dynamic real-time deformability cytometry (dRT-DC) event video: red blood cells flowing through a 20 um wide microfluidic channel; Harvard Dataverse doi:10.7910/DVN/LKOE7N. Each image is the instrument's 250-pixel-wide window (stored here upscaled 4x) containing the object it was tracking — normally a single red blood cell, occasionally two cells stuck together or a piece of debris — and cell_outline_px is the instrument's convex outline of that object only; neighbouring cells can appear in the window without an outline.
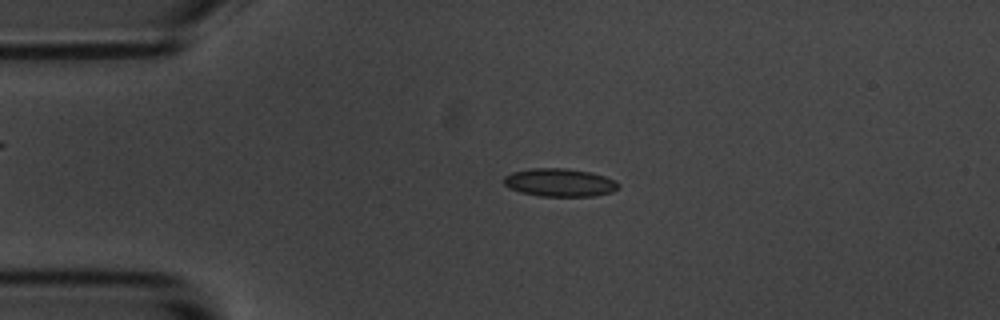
{"species": "common noctule bat (a hibernating species)", "species_latin": "Nyctalus noctula", "temperature_condition": "room temperature", "stored_images_in_passage": 4, "camera_frame_rate_fps": 3000, "um_per_image_px": 0.085, "animal": {"sex": "male", "body_mass_g": 20.1, "forearm_length_mm": 53.5}, "frame": {"image": 1, "passage_image": 3, "time_ms": 2.333, "image_size_px": [1000, 320], "cell_outline_px": [[620, 188], [612, 192], [596, 196], [540, 196], [520, 192], [508, 188], [504, 184], [504, 176], [512, 172], [532, 168], [568, 168], [592, 172], [616, 180], [620, 184]], "centroid_in_image_um": [47.6, 15.51], "position_along_channel_um": 37.4, "area_um2": 19.02}}